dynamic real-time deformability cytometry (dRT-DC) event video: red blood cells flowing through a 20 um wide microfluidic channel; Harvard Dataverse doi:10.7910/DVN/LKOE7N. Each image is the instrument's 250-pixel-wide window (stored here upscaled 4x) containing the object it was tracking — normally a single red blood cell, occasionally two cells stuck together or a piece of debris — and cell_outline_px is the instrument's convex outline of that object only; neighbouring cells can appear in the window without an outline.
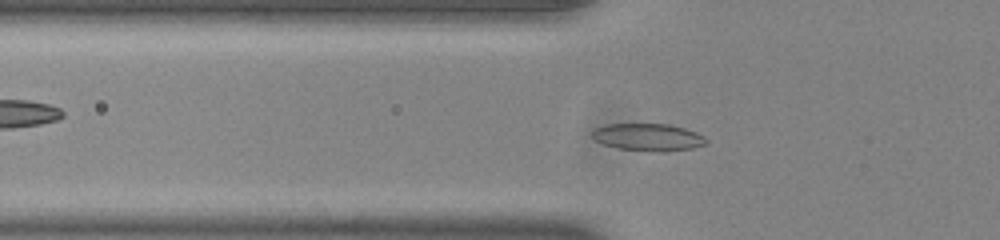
{"species": "common noctule bat (a hibernating species)", "species_latin": "Nyctalus noctula", "temperature_condition": "room temperature", "stored_images_in_passage": 49, "camera_frame_rate_fps": 3000, "um_per_image_px": 0.085, "animal": {"sex": "male", "body_mass_g": 20.0, "forearm_length_mm": 53.3}, "frame": {"image": 1, "passage_image": 14, "time_ms": 4.333, "image_size_px": [1000, 240], "cell_outline_px": [[708, 144], [692, 148], [664, 152], [656, 152], [620, 148], [604, 144], [596, 140], [592, 136], [592, 132], [596, 128], [604, 124], [668, 124], [684, 128], [696, 132], [704, 136], [708, 140]], "centroid_in_image_um": [55.14, 11.66], "position_along_channel_um": 70.7, "area_um2": 18.15}}
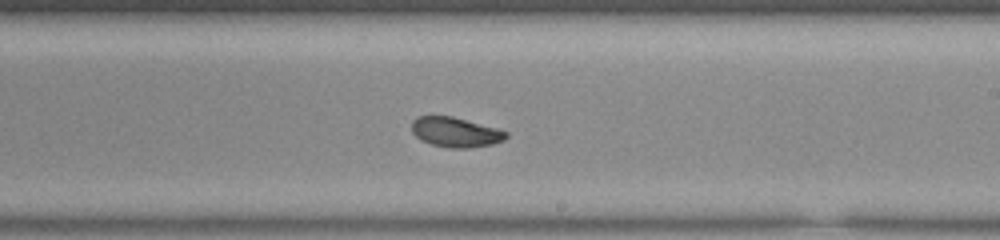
{"frame": {"image": 2, "passage_image": 28, "time_ms": 9.0, "image_size_px": [1000, 240], "cell_outline_px": [[508, 136], [504, 140], [492, 144], [468, 148], [448, 148], [432, 144], [420, 140], [412, 132], [412, 120], [416, 116], [452, 116], [496, 128], [508, 132]], "centroid_in_image_um": [38.7, 11.23], "position_along_channel_um": 250.3, "area_um2": 16.42}}
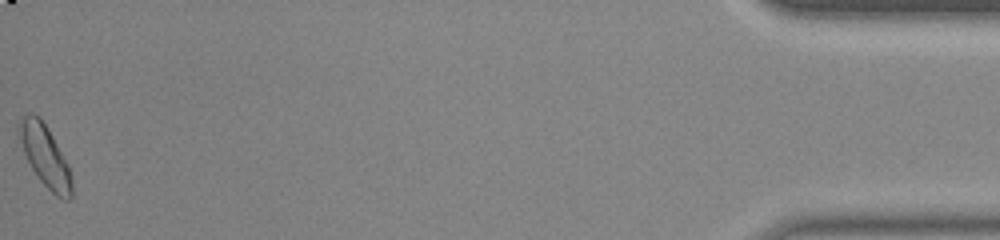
{"frame": {"image": 3, "passage_image": 49, "time_ms": 16.0, "image_size_px": [1000, 240], "cell_outline_px": [[72, 196], [68, 200], [64, 200], [56, 196], [40, 180], [32, 168], [16, 136], [16, 128], [24, 116], [28, 112], [40, 116], [52, 136], [68, 164], [72, 180]], "centroid_in_image_um": [3.81, 13.23], "position_along_channel_um": 431.4, "area_um2": 18.84}, "authors_computed_cell_mechanics": {"area_um2": 16.8198, "velocity_mm_per_s": 3.8629, "shape_relaxation_time_tau1_ms": 3.6528, "shape_relaxation_time_tau2_ms": 3.6083, "deformation_change_tau1": 0.0962, "deformation_change_tau2": 0.0558}}